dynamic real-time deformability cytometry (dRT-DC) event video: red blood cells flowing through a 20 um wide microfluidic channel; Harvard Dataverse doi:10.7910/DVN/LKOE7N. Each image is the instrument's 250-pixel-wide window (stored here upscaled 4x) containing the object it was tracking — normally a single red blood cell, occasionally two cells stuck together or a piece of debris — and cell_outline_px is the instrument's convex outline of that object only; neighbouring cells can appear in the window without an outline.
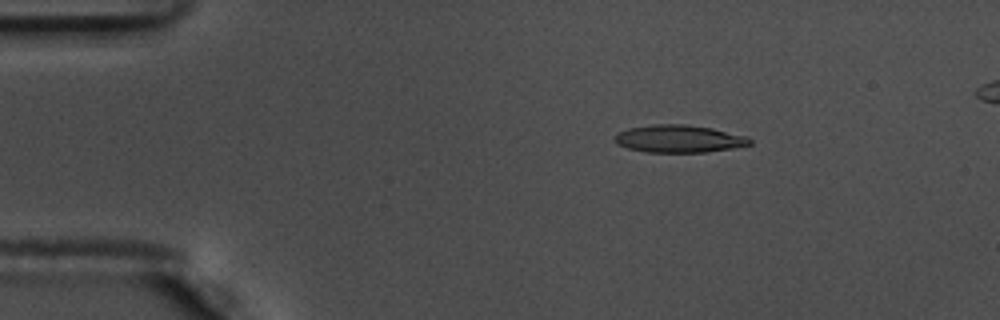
{"species": "common noctule bat (a hibernating species)", "species_latin": "Nyctalus noctula", "temperature_condition": "warm", "stored_images_in_passage": 58, "segment_of_instrument_passage": [1, 2], "camera_frame_rate_fps": 3000, "um_per_image_px": 0.085, "animal": {"sex": "male", "body_mass_g": 17.5, "forearm_length_mm": 52.3}, "frame": {"image": 1, "passage_image": 10, "time_ms": 3.0, "image_size_px": [1000, 320], "cell_outline_px": [[752, 144], [732, 148], [708, 152], [644, 152], [628, 148], [616, 144], [612, 140], [612, 136], [616, 132], [628, 128], [652, 124], [684, 124], [712, 128], [748, 136], [752, 140]], "centroid_in_image_um": [57.66, 11.79], "position_along_channel_um": 27.3, "area_um2": 22.02}}
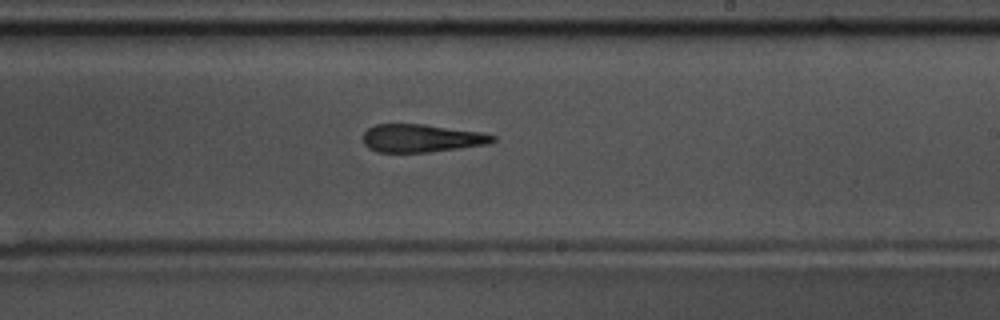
{"frame": {"image": 2, "passage_image": 34, "time_ms": 11.0, "image_size_px": [1000, 320], "cell_outline_px": [[496, 140], [488, 144], [428, 152], [376, 152], [368, 148], [364, 144], [364, 132], [368, 128], [376, 124], [424, 124], [480, 132], [496, 136]], "centroid_in_image_um": [35.81, 11.75], "position_along_channel_um": 253.2, "area_um2": 21.04}}
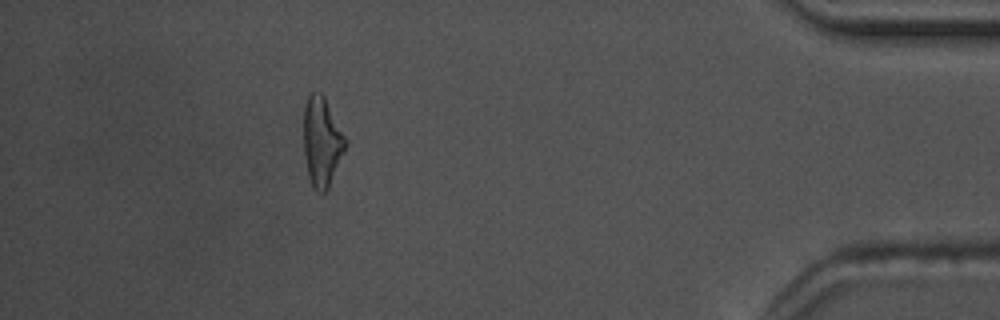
{"frame": {"image": 3, "passage_image": 51, "time_ms": 16.667, "image_size_px": [1000, 320], "cell_outline_px": [[348, 144], [328, 188], [324, 192], [316, 192], [312, 188], [308, 176], [304, 152], [304, 104], [308, 96], [312, 92], [320, 92], [324, 96], [348, 140]], "centroid_in_image_um": [27.37, 12.05], "position_along_channel_um": 407.8, "area_um2": 21.96}}